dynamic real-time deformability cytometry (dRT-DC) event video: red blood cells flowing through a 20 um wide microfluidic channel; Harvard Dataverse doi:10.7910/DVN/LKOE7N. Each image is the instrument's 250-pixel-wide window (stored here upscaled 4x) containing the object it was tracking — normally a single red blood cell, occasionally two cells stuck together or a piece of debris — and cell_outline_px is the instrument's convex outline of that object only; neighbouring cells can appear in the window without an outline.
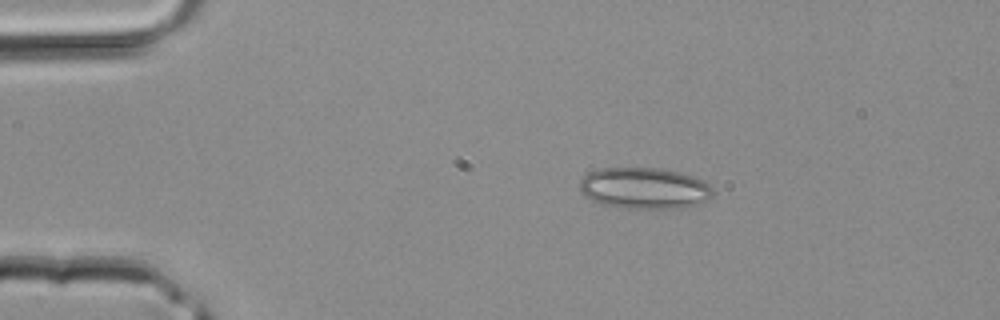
{"species": "common noctule bat (a hibernating species)", "species_latin": "Nyctalus noctula", "temperature_condition": "room temperature", "stored_images_in_passage": 33, "camera_frame_rate_fps": 3000, "um_per_image_px": 0.085, "animal": {"sex": "male", "body_mass_g": 20.4}, "frame": {"image": 1, "passage_image": 1, "time_ms": 0.0, "image_size_px": [1000, 320], "cell_outline_px": [[712, 196], [696, 204], [684, 208], [620, 208], [600, 204], [584, 196], [580, 192], [580, 180], [588, 172], [600, 168], [660, 168], [680, 172], [704, 180], [712, 188]], "centroid_in_image_um": [54.73, 16.0], "position_along_channel_um": 30.3, "area_um2": 32.19}}
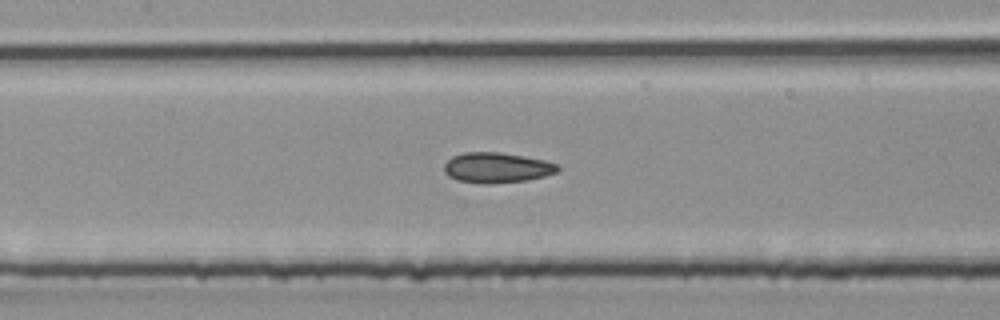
{"frame": {"image": 2, "passage_image": 12, "time_ms": 3.667, "image_size_px": [1000, 320], "cell_outline_px": [[560, 168], [556, 172], [544, 176], [528, 180], [456, 180], [448, 176], [444, 172], [444, 164], [452, 156], [464, 152], [500, 152], [524, 156], [544, 160], [556, 164]], "centroid_in_image_um": [42.23, 14.18], "position_along_channel_um": 165.2, "area_um2": 19.02}}
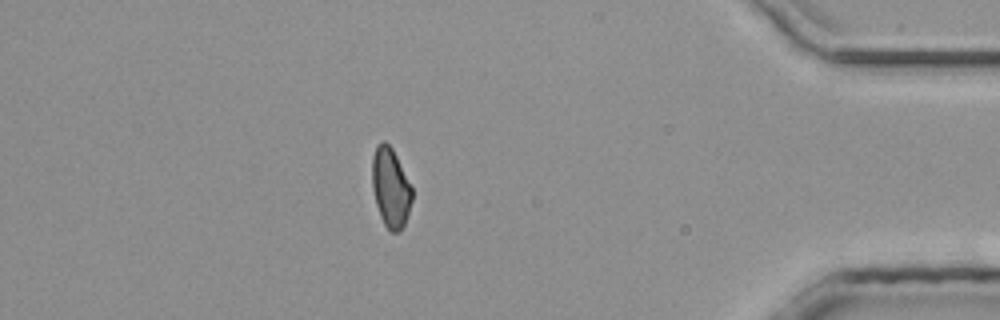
{"frame": {"image": 3, "passage_image": 28, "time_ms": 9.0, "image_size_px": [1000, 320], "cell_outline_px": [[412, 200], [404, 224], [400, 232], [388, 232], [380, 216], [376, 204], [372, 188], [372, 156], [376, 144], [380, 140], [384, 140], [392, 148], [412, 188]], "centroid_in_image_um": [33.17, 15.94], "position_along_channel_um": 402.0, "area_um2": 18.55}}